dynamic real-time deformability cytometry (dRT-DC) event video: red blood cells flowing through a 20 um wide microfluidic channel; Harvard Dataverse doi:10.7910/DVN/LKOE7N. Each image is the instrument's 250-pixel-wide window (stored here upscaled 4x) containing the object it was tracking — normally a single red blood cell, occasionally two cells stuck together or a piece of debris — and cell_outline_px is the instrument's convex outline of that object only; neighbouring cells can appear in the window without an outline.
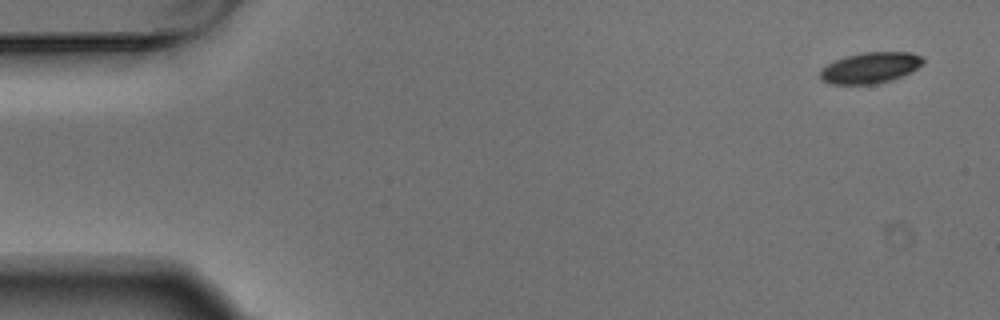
{"species": "Egyptian fruit bat (a non-hibernating species)", "species_latin": "Rousettus aegyptiacus", "temperature_condition": "warm", "stored_images_in_passage": 6, "camera_frame_rate_fps": 3000, "um_per_image_px": 0.085, "animal": {"sex": "male"}, "frame": {"image": 1, "passage_image": 1, "time_ms": 0.0, "image_size_px": [1000, 320], "cell_outline_px": [[924, 64], [900, 76], [876, 84], [828, 84], [820, 80], [820, 68], [844, 56], [864, 52], [912, 52], [924, 56]], "centroid_in_image_um": [73.95, 5.75], "position_along_channel_um": 11.1, "area_um2": 18.61}}
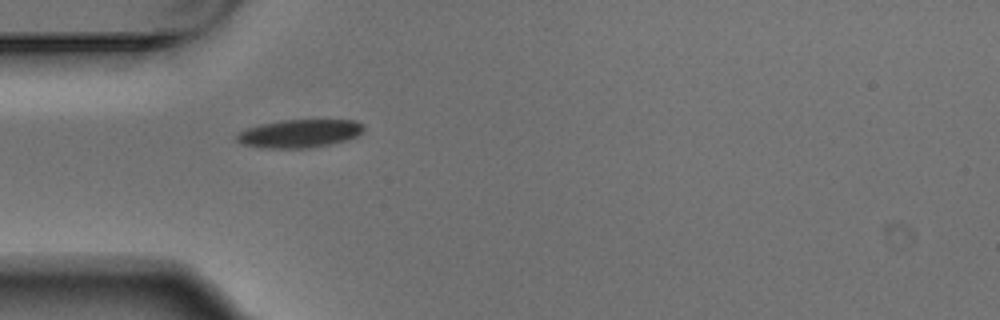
{"frame": {"image": 2, "passage_image": 5, "time_ms": 1.333, "image_size_px": [1000, 320], "cell_outline_px": [[364, 128], [356, 136], [344, 140], [328, 144], [308, 148], [264, 148], [244, 144], [236, 140], [236, 136], [244, 128], [260, 124], [280, 120], [352, 120], [364, 124]], "centroid_in_image_um": [25.41, 11.34], "position_along_channel_um": 59.6, "area_um2": 20.63}}
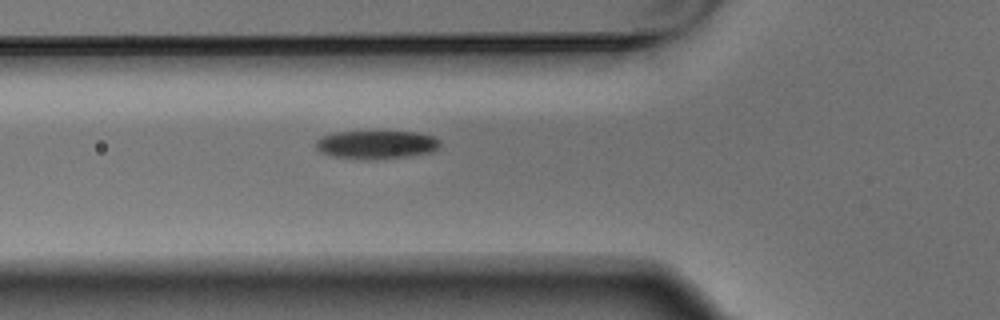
{"frame": {"image": 3, "passage_image": 6, "time_ms": 1.667, "image_size_px": [1000, 320], "cell_outline_px": [[440, 144], [432, 152], [408, 156], [368, 160], [332, 156], [320, 152], [316, 148], [316, 140], [320, 136], [336, 132], [416, 132], [432, 136], [440, 140]], "centroid_in_image_um": [31.96, 12.3], "position_along_channel_um": 93.8, "area_um2": 20.46}}